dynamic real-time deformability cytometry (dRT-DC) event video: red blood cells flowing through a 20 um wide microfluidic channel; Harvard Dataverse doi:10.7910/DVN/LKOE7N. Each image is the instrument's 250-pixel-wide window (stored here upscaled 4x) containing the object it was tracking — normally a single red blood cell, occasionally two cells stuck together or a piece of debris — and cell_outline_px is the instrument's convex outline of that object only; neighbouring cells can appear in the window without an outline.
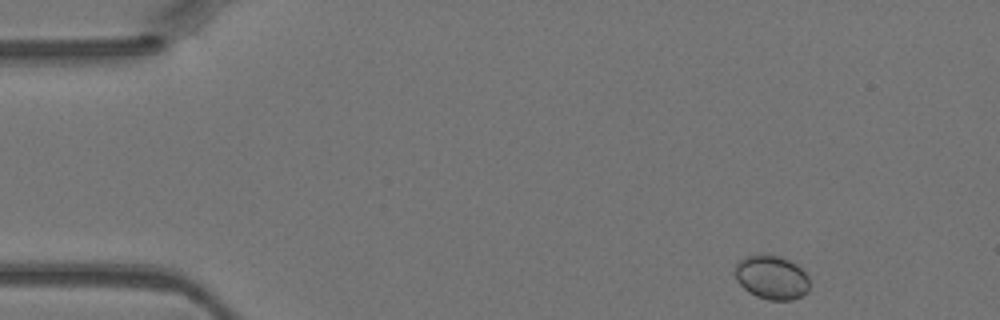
{"species": "Egyptian fruit bat (a non-hibernating species)", "species_latin": "Rousettus aegyptiacus", "temperature_condition": "warm", "stored_images_in_passage": 11, "camera_frame_rate_fps": 3000, "um_per_image_px": 0.085, "animal": {"sex": "female"}, "frame": {"image": 1, "passage_image": 1, "time_ms": 0.0, "image_size_px": [1000, 320], "cell_outline_px": [[808, 292], [792, 300], [768, 300], [756, 296], [748, 292], [736, 280], [732, 272], [736, 264], [740, 260], [748, 256], [780, 256], [796, 264], [808, 276]], "centroid_in_image_um": [65.56, 23.6], "position_along_channel_um": 19.4, "area_um2": 18.96}}
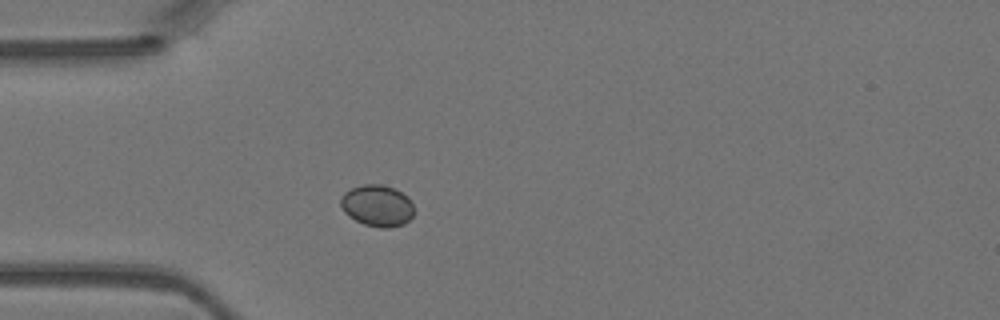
{"frame": {"image": 2, "passage_image": 9, "time_ms": 2.667, "image_size_px": [1000, 320], "cell_outline_px": [[412, 216], [404, 224], [388, 228], [380, 228], [364, 224], [348, 216], [344, 212], [340, 204], [340, 196], [344, 192], [352, 188], [364, 184], [380, 184], [392, 188], [408, 196], [412, 204]], "centroid_in_image_um": [32.03, 17.48], "position_along_channel_um": 53.0, "area_um2": 17.69}}